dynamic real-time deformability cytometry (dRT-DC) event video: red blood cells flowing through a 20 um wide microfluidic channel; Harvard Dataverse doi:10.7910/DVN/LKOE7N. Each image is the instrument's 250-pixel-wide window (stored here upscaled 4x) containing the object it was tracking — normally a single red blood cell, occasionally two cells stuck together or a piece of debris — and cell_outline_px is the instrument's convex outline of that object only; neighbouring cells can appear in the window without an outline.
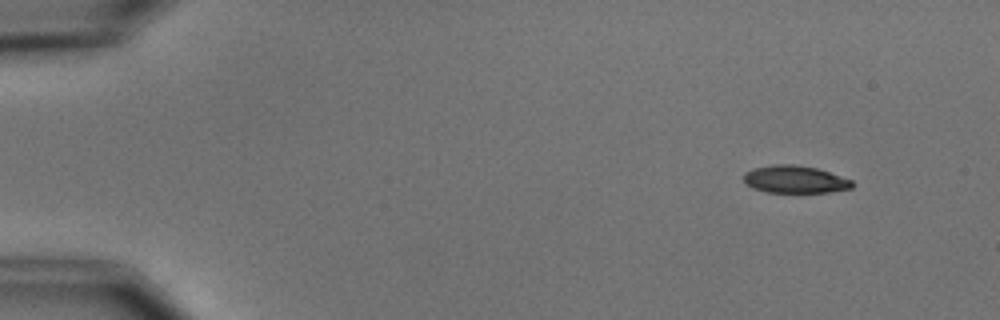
{"species": "common noctule bat (a hibernating species)", "species_latin": "Nyctalus noctula", "temperature_condition": "cold", "stored_images_in_passage": 5, "camera_frame_rate_fps": 3000, "um_per_image_px": 0.085, "animal": {"sex": "male", "body_mass_g": 15.6}, "frame": {"image": 1, "passage_image": 2, "time_ms": 1.0, "image_size_px": [1000, 320], "cell_outline_px": [[852, 188], [828, 192], [768, 192], [752, 188], [744, 184], [744, 172], [756, 168], [772, 164], [796, 164], [816, 168], [852, 180]], "centroid_in_image_um": [67.53, 15.24], "position_along_channel_um": 17.5, "area_um2": 17.28}}